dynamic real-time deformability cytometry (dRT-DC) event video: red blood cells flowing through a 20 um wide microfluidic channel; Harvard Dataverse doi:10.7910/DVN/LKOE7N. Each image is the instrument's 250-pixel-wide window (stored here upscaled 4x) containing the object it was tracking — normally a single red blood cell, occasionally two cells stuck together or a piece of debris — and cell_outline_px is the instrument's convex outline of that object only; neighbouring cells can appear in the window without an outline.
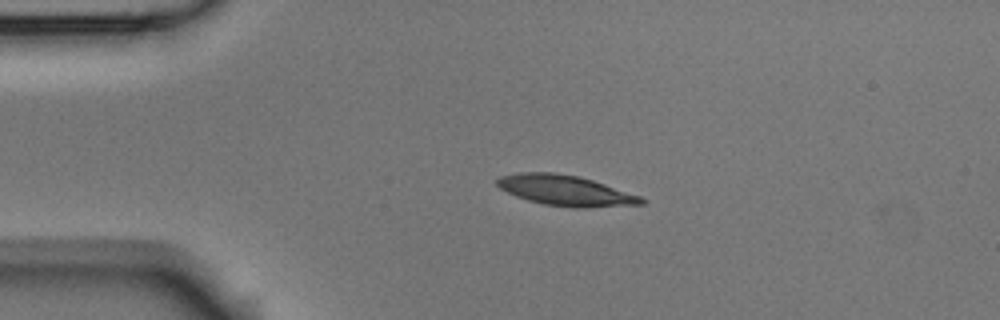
{"species": "Egyptian fruit bat (a non-hibernating species)", "species_latin": "Rousettus aegyptiacus", "temperature_condition": "room temperature", "stored_images_in_passage": 3, "camera_frame_rate_fps": 3000, "um_per_image_px": 0.085, "animal": {"sex": "male"}, "frame": {"image": 1, "passage_image": 2, "time_ms": 0.333, "image_size_px": [1000, 320], "cell_outline_px": [[648, 200], [644, 204], [588, 208], [572, 208], [544, 204], [528, 200], [516, 196], [500, 188], [496, 184], [496, 180], [500, 176], [520, 172], [556, 172], [576, 176], [592, 180], [640, 196]], "centroid_in_image_um": [48.08, 16.2], "position_along_channel_um": 36.9, "area_um2": 25.61}}